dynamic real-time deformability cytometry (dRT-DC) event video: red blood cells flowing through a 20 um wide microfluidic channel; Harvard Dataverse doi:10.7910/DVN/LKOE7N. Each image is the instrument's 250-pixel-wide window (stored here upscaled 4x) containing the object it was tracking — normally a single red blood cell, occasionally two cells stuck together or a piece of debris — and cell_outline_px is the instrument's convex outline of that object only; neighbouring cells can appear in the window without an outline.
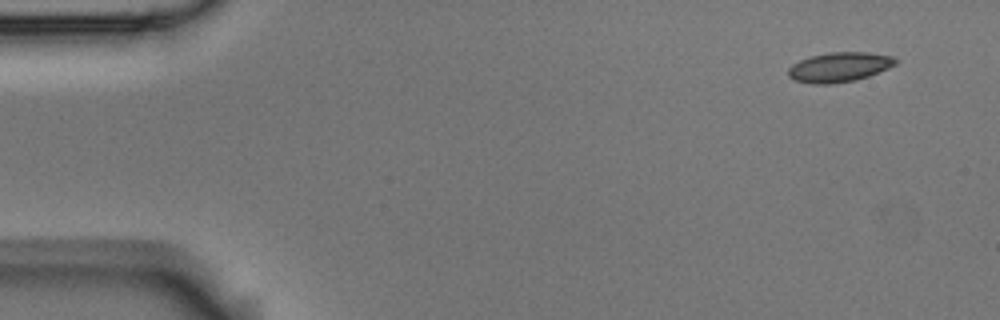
{"species": "Egyptian fruit bat (a non-hibernating species)", "species_latin": "Rousettus aegyptiacus", "temperature_condition": "room temperature", "stored_images_in_passage": 8, "camera_frame_rate_fps": 3000, "um_per_image_px": 0.085, "animal": {"sex": "male"}, "frame": {"image": 1, "passage_image": 1, "time_ms": 0.0, "image_size_px": [1000, 320], "cell_outline_px": [[900, 60], [896, 64], [888, 68], [868, 76], [856, 80], [832, 84], [812, 84], [796, 80], [788, 76], [788, 68], [792, 64], [800, 60], [812, 56], [828, 52], [868, 52], [892, 56]], "centroid_in_image_um": [71.35, 5.7], "position_along_channel_um": 13.6, "area_um2": 18.61}}
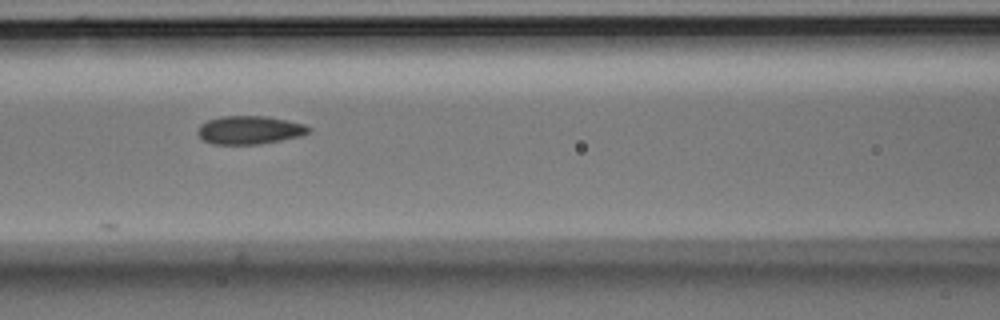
{"frame": {"image": 2, "passage_image": 6, "time_ms": 1.667, "image_size_px": [1000, 320], "cell_outline_px": [[312, 128], [308, 132], [300, 136], [260, 144], [212, 144], [204, 140], [196, 132], [200, 124], [208, 120], [220, 116], [268, 116], [304, 124]], "centroid_in_image_um": [21.19, 11.04], "position_along_channel_um": 145.4, "area_um2": 18.26}}
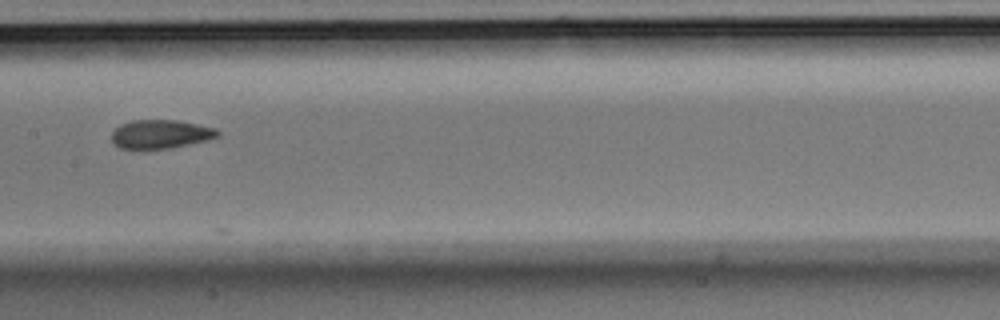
{"frame": {"image": 3, "passage_image": 7, "time_ms": 2.0, "image_size_px": [1000, 320], "cell_outline_px": [[220, 136], [208, 140], [168, 148], [120, 148], [112, 144], [112, 132], [120, 124], [132, 120], [180, 120], [216, 128], [220, 132]], "centroid_in_image_um": [13.66, 11.38], "position_along_channel_um": 193.7, "area_um2": 17.74}}